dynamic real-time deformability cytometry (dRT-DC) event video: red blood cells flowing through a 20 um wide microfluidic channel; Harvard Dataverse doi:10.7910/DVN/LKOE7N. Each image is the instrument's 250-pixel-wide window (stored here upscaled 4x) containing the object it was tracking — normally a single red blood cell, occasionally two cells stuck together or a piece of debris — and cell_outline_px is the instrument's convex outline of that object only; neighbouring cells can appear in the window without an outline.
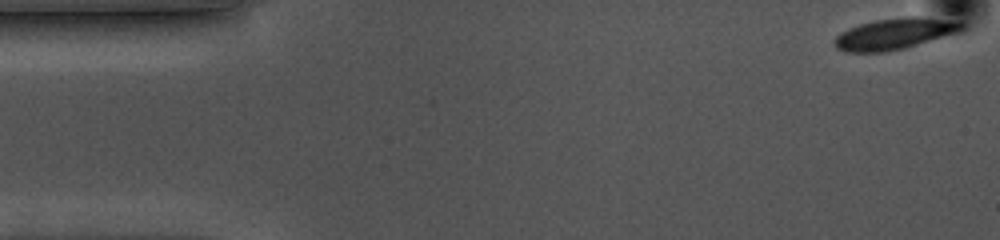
{"species": "common noctule bat (a hibernating species)", "species_latin": "Nyctalus noctula", "temperature_condition": "cold", "stored_images_in_passage": 54, "camera_frame_rate_fps": 3000, "um_per_image_px": 0.085, "animal": {"sex": "female", "body_mass_g": 10.0, "forearm_length_mm": 53.1}, "frame": {"image": 1, "passage_image": 1, "time_ms": 0.0, "image_size_px": [1000, 240], "cell_outline_px": [[960, 28], [924, 40], [896, 48], [864, 52], [860, 52], [840, 48], [836, 44], [836, 40], [844, 32], [864, 24], [884, 20], [936, 20], [960, 24]], "centroid_in_image_um": [75.82, 2.91], "position_along_channel_um": 9.2, "area_um2": 18.73}}
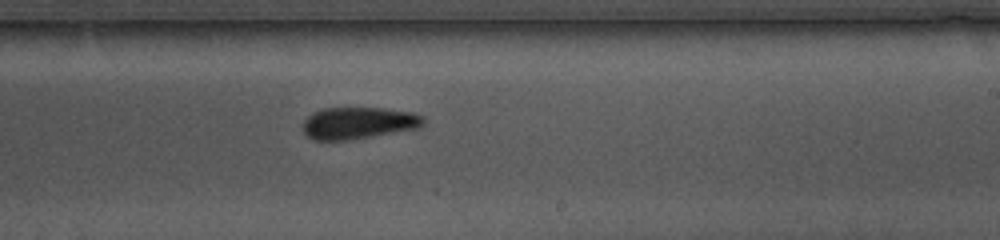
{"frame": {"image": 2, "passage_image": 31, "time_ms": 10.0, "image_size_px": [1000, 240], "cell_outline_px": [[420, 124], [404, 128], [356, 136], [328, 140], [320, 140], [312, 136], [304, 128], [304, 124], [312, 116], [320, 112], [332, 108], [368, 108], [400, 112], [420, 116]], "centroid_in_image_um": [30.32, 10.41], "position_along_channel_um": 258.7, "area_um2": 18.9}}
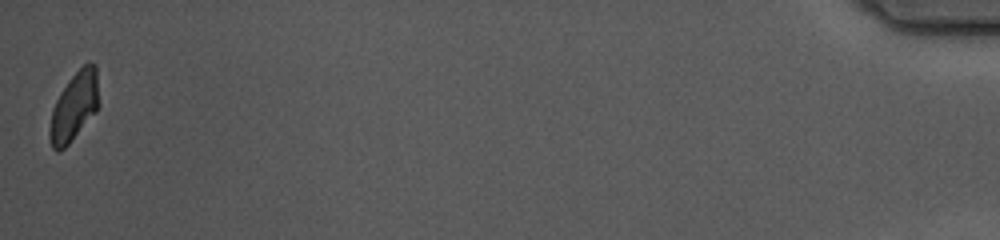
{"frame": {"image": 3, "passage_image": 54, "time_ms": 17.667, "image_size_px": [1000, 240], "cell_outline_px": [[96, 108], [68, 144], [64, 148], [52, 148], [52, 112], [64, 88], [72, 76], [84, 64], [92, 64], [96, 68]], "centroid_in_image_um": [6.31, 9.01], "position_along_channel_um": 428.9, "area_um2": 17.46}, "authors_computed_cell_mechanics": {"area_um2": 18.7272, "velocity_mm_per_s": 3.5507, "shape_relaxation_time_tau1_ms": 5.4699, "shape_relaxation_time_tau2_ms": 8.9599, "deformation_change_tau1": 0.1435, "deformation_change_tau2": 0.1596}}